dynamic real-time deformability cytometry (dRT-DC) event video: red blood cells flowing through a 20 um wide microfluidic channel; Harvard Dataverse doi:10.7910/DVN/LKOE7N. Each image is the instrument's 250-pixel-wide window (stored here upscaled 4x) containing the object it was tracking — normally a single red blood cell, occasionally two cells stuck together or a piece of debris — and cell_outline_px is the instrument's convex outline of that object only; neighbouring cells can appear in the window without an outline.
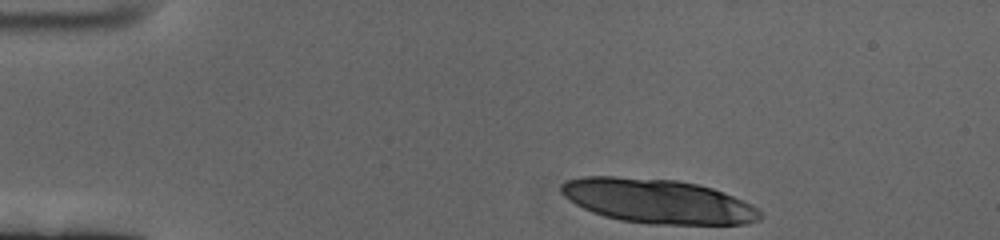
{"species": "human", "species_latin": "Homo sapiens", "temperature_condition": "cold", "stored_images_in_passage": 45, "segment_of_instrument_passage": [1, 2], "camera_frame_rate_fps": 3000, "um_per_image_px": 0.085, "donor": {"sex": "female"}, "frame": {"image": 1, "passage_image": 1, "time_ms": 0.0, "image_size_px": [1000, 240], "cell_outline_px": [[760, 220], [744, 224], [648, 224], [620, 220], [604, 216], [592, 212], [576, 204], [564, 196], [560, 192], [560, 184], [568, 180], [584, 176], [616, 176], [676, 180], [696, 184], [712, 188], [752, 204], [760, 212]], "centroid_in_image_um": [55.88, 17.1], "position_along_channel_um": 29.1, "area_um2": 51.27}}